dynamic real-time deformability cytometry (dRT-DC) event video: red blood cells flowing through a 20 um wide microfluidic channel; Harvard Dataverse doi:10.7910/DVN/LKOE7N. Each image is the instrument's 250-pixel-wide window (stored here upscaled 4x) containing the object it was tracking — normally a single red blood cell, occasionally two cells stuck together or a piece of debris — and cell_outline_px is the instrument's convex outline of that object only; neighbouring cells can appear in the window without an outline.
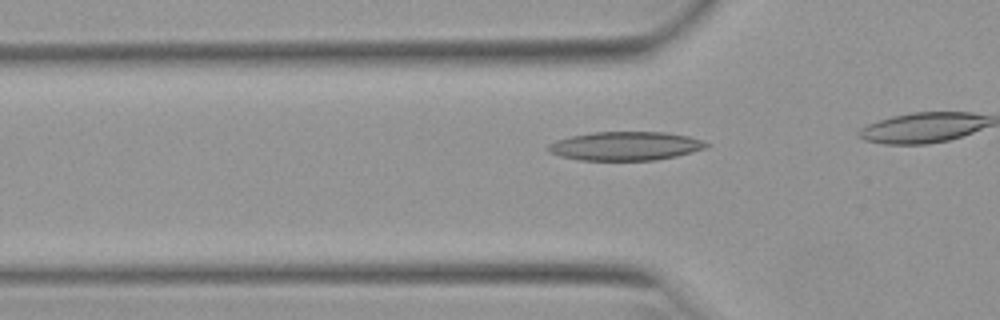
{"species": "Egyptian fruit bat (a non-hibernating species)", "species_latin": "Rousettus aegyptiacus", "temperature_condition": "warm", "stored_images_in_passage": 18, "camera_frame_rate_fps": 3000, "um_per_image_px": 0.085, "animal": {"sex": "female"}, "frame": {"image": 1, "passage_image": 13, "time_ms": 4.0, "image_size_px": [1000, 320], "cell_outline_px": [[712, 144], [708, 148], [676, 156], [652, 160], [580, 160], [560, 156], [548, 152], [544, 148], [548, 144], [556, 140], [572, 136], [592, 132], [664, 132], [688, 136]], "centroid_in_image_um": [53.14, 12.41], "position_along_channel_um": 72.7, "area_um2": 26.59}}